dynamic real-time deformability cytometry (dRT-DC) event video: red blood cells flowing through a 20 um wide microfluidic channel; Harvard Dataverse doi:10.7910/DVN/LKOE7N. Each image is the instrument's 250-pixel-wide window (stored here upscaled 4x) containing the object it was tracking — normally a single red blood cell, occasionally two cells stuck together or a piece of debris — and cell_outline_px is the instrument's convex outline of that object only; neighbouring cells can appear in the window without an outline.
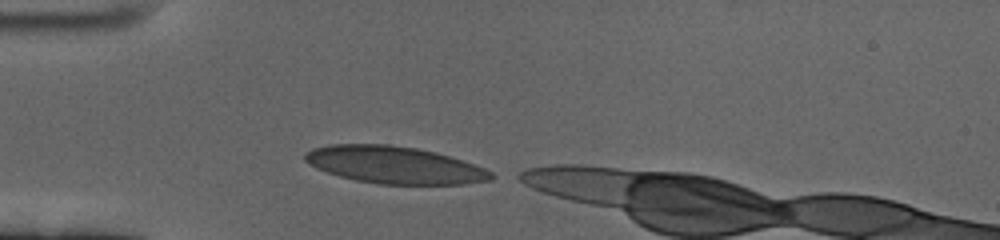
{"species": "human", "species_latin": "Homo sapiens", "temperature_condition": "cold", "stored_images_in_passage": 36, "camera_frame_rate_fps": 3000, "um_per_image_px": 0.085, "donor": {"sex": "female"}, "frame": {"image": 1, "passage_image": 1, "time_ms": 0.0, "image_size_px": [1000, 240], "cell_outline_px": [[500, 176], [492, 180], [464, 184], [376, 184], [356, 180], [340, 176], [316, 168], [304, 160], [304, 152], [312, 148], [328, 144], [388, 144], [416, 148], [436, 152], [484, 168]], "centroid_in_image_um": [33.53, 14.02], "position_along_channel_um": 51.5, "area_um2": 40.46}}
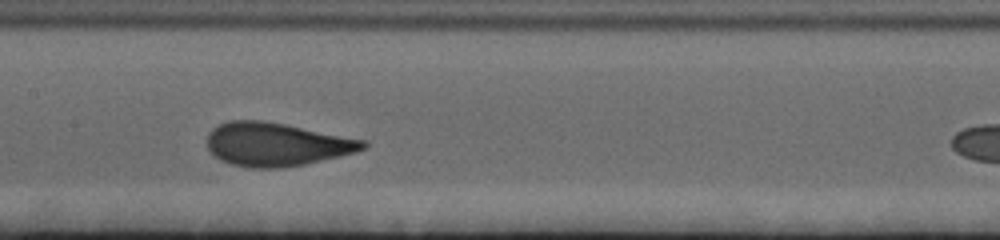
{"frame": {"image": 2, "passage_image": 14, "time_ms": 4.333, "image_size_px": [1000, 240], "cell_outline_px": [[368, 144], [364, 148], [356, 152], [340, 156], [304, 164], [280, 168], [248, 168], [232, 164], [220, 160], [208, 148], [208, 132], [212, 128], [228, 120], [260, 120], [284, 124], [368, 140]], "centroid_in_image_um": [23.5, 12.26], "position_along_channel_um": 183.9, "area_um2": 39.42}}
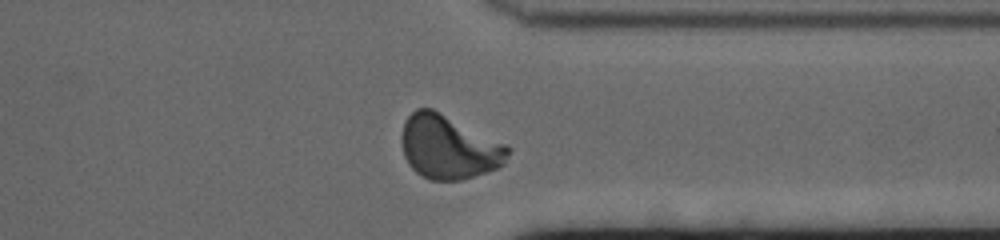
{"frame": {"image": 3, "passage_image": 31, "time_ms": 10.0, "image_size_px": [1000, 240], "cell_outline_px": [[512, 148], [504, 164], [496, 168], [460, 180], [428, 180], [416, 172], [408, 164], [404, 156], [400, 140], [400, 136], [404, 120], [416, 108], [432, 108]], "centroid_in_image_um": [38.08, 12.5], "position_along_channel_um": 373.3, "area_um2": 39.3}}